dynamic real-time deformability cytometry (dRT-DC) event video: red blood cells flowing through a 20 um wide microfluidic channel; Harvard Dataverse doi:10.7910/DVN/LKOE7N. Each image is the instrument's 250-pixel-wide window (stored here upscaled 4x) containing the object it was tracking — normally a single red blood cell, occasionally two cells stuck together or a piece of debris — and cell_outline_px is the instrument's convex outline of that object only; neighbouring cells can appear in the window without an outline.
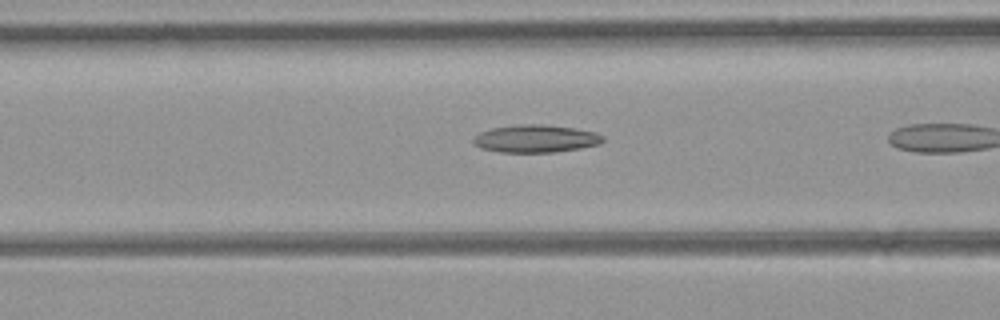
{"species": "common noctule bat (a hibernating species)", "species_latin": "Nyctalus noctula", "temperature_condition": "room temperature", "stored_images_in_passage": 10, "camera_frame_rate_fps": 3000, "um_per_image_px": 0.085, "animal": {"sex": "female", "body_mass_g": 21.9}, "frame": {"image": 1, "passage_image": 6, "time_ms": 1.667, "image_size_px": [1000, 320], "cell_outline_px": [[604, 140], [600, 144], [580, 148], [556, 152], [500, 152], [480, 148], [472, 144], [472, 140], [480, 132], [492, 128], [520, 124], [544, 124], [572, 128], [596, 132], [604, 136]], "centroid_in_image_um": [45.53, 11.79], "position_along_channel_um": 121.1, "area_um2": 20.92}}